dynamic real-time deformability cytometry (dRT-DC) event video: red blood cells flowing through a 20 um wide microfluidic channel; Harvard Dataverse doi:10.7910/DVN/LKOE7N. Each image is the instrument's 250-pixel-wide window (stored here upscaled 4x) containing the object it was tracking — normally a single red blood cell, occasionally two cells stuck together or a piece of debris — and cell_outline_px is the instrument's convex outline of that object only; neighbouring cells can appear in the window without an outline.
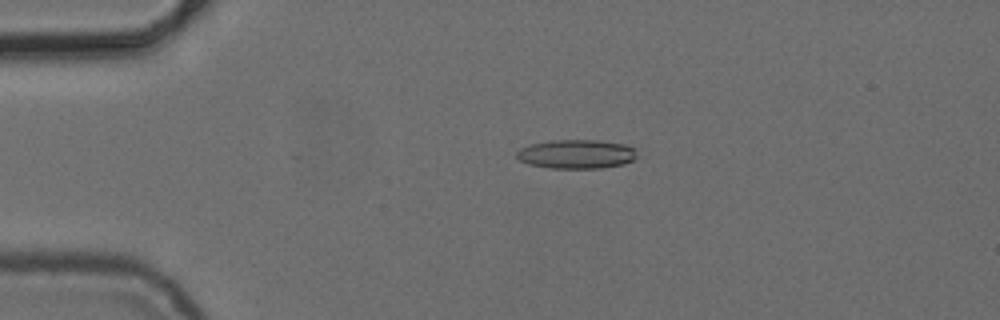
{"species": "common noctule bat (a hibernating species)", "species_latin": "Nyctalus noctula", "temperature_condition": "cold", "stored_images_in_passage": 5, "camera_frame_rate_fps": 3000, "um_per_image_px": 0.085, "animal": {"sex": "female", "body_mass_g": 24.6, "forearm_length_mm": 56.2}, "frame": {"image": 1, "passage_image": 4, "time_ms": 3.667, "image_size_px": [1000, 320], "cell_outline_px": [[636, 156], [632, 160], [624, 164], [600, 168], [548, 168], [528, 164], [520, 160], [516, 156], [516, 152], [520, 148], [532, 144], [552, 140], [600, 140], [624, 144], [636, 148]], "centroid_in_image_um": [49.0, 13.09], "position_along_channel_um": 36.0, "area_um2": 20.4}}
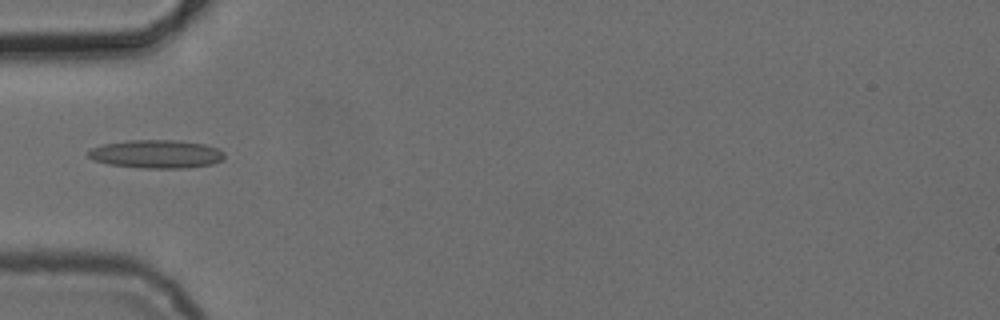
{"frame": {"image": 2, "passage_image": 5, "time_ms": 5.667, "image_size_px": [1000, 320], "cell_outline_px": [[224, 156], [220, 160], [212, 164], [188, 168], [140, 168], [108, 164], [96, 160], [88, 156], [88, 152], [92, 148], [104, 144], [128, 140], [180, 140], [204, 144], [216, 148], [224, 152]], "centroid_in_image_um": [13.3, 13.09], "position_along_channel_um": 71.7, "area_um2": 22.37}}